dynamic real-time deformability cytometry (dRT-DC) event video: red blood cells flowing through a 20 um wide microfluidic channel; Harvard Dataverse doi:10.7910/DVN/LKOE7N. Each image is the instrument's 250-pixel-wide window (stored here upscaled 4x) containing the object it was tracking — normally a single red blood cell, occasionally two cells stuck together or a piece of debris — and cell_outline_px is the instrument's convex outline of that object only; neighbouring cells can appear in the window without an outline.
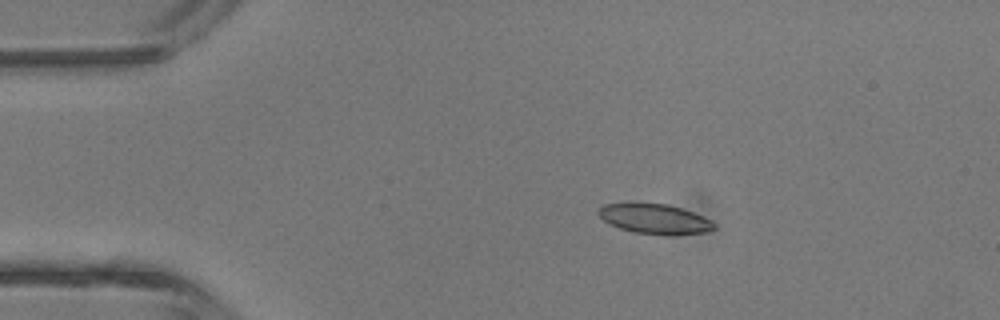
{"species": "common noctule bat (a hibernating species)", "species_latin": "Nyctalus noctula", "temperature_condition": "room temperature", "stored_images_in_passage": 4, "camera_frame_rate_fps": 3000, "um_per_image_px": 0.085, "animal": {"sex": "male", "body_mass_g": 13.3}, "frame": {"image": 1, "passage_image": 3, "time_ms": 2.333, "image_size_px": [1000, 320], "cell_outline_px": [[716, 228], [704, 232], [636, 232], [620, 228], [608, 224], [596, 212], [604, 204], [628, 200], [636, 200], [668, 204], [704, 216], [712, 220], [716, 224]], "centroid_in_image_um": [55.54, 18.49], "position_along_channel_um": 29.5, "area_um2": 20.06}}